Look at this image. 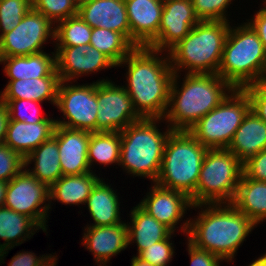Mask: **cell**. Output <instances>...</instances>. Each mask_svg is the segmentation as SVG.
Listing matches in <instances>:
<instances>
[{
  "label": "cell",
  "instance_id": "obj_1",
  "mask_svg": "<svg viewBox=\"0 0 266 266\" xmlns=\"http://www.w3.org/2000/svg\"><path fill=\"white\" fill-rule=\"evenodd\" d=\"M123 65H127L125 77L128 83L124 87L137 113L142 118L163 119L175 74L168 52L166 54L147 46L135 47L117 67Z\"/></svg>",
  "mask_w": 266,
  "mask_h": 266
},
{
  "label": "cell",
  "instance_id": "obj_2",
  "mask_svg": "<svg viewBox=\"0 0 266 266\" xmlns=\"http://www.w3.org/2000/svg\"><path fill=\"white\" fill-rule=\"evenodd\" d=\"M204 206V207H203ZM197 217L182 222L181 232L199 249L232 262L238 248L257 225L231 203L198 204Z\"/></svg>",
  "mask_w": 266,
  "mask_h": 266
},
{
  "label": "cell",
  "instance_id": "obj_3",
  "mask_svg": "<svg viewBox=\"0 0 266 266\" xmlns=\"http://www.w3.org/2000/svg\"><path fill=\"white\" fill-rule=\"evenodd\" d=\"M180 76L174 74L167 111L162 119L173 131H189L234 90L217 74L185 73L181 87L178 85Z\"/></svg>",
  "mask_w": 266,
  "mask_h": 266
},
{
  "label": "cell",
  "instance_id": "obj_4",
  "mask_svg": "<svg viewBox=\"0 0 266 266\" xmlns=\"http://www.w3.org/2000/svg\"><path fill=\"white\" fill-rule=\"evenodd\" d=\"M229 28V21H199L168 51L173 72L217 74Z\"/></svg>",
  "mask_w": 266,
  "mask_h": 266
},
{
  "label": "cell",
  "instance_id": "obj_5",
  "mask_svg": "<svg viewBox=\"0 0 266 266\" xmlns=\"http://www.w3.org/2000/svg\"><path fill=\"white\" fill-rule=\"evenodd\" d=\"M217 75L234 89L266 81V53L247 22L236 27L230 25Z\"/></svg>",
  "mask_w": 266,
  "mask_h": 266
},
{
  "label": "cell",
  "instance_id": "obj_6",
  "mask_svg": "<svg viewBox=\"0 0 266 266\" xmlns=\"http://www.w3.org/2000/svg\"><path fill=\"white\" fill-rule=\"evenodd\" d=\"M161 118H142L120 132L119 166L133 177H147L155 183L160 172L166 140L173 131L168 125L161 132ZM159 121V122H158ZM157 123V124H156Z\"/></svg>",
  "mask_w": 266,
  "mask_h": 266
},
{
  "label": "cell",
  "instance_id": "obj_7",
  "mask_svg": "<svg viewBox=\"0 0 266 266\" xmlns=\"http://www.w3.org/2000/svg\"><path fill=\"white\" fill-rule=\"evenodd\" d=\"M207 150L189 131H172L164 146L155 183L186 194L194 205V192Z\"/></svg>",
  "mask_w": 266,
  "mask_h": 266
},
{
  "label": "cell",
  "instance_id": "obj_8",
  "mask_svg": "<svg viewBox=\"0 0 266 266\" xmlns=\"http://www.w3.org/2000/svg\"><path fill=\"white\" fill-rule=\"evenodd\" d=\"M242 173V162L227 148L208 149L194 192V205L232 203Z\"/></svg>",
  "mask_w": 266,
  "mask_h": 266
},
{
  "label": "cell",
  "instance_id": "obj_9",
  "mask_svg": "<svg viewBox=\"0 0 266 266\" xmlns=\"http://www.w3.org/2000/svg\"><path fill=\"white\" fill-rule=\"evenodd\" d=\"M250 110L248 94L243 89H234L189 132L208 149L227 148Z\"/></svg>",
  "mask_w": 266,
  "mask_h": 266
},
{
  "label": "cell",
  "instance_id": "obj_10",
  "mask_svg": "<svg viewBox=\"0 0 266 266\" xmlns=\"http://www.w3.org/2000/svg\"><path fill=\"white\" fill-rule=\"evenodd\" d=\"M71 83V85L69 84ZM64 119H56V125L71 129L96 132L98 112L97 81L76 85L69 81H60L56 105ZM65 119L67 121H65Z\"/></svg>",
  "mask_w": 266,
  "mask_h": 266
},
{
  "label": "cell",
  "instance_id": "obj_11",
  "mask_svg": "<svg viewBox=\"0 0 266 266\" xmlns=\"http://www.w3.org/2000/svg\"><path fill=\"white\" fill-rule=\"evenodd\" d=\"M4 206L32 218L43 232H47L46 219L49 217V209L52 208L49 187L32 176L25 168L8 182Z\"/></svg>",
  "mask_w": 266,
  "mask_h": 266
},
{
  "label": "cell",
  "instance_id": "obj_12",
  "mask_svg": "<svg viewBox=\"0 0 266 266\" xmlns=\"http://www.w3.org/2000/svg\"><path fill=\"white\" fill-rule=\"evenodd\" d=\"M55 25L42 13L30 9L20 23L0 38V57L27 56L43 52L48 38L54 42Z\"/></svg>",
  "mask_w": 266,
  "mask_h": 266
},
{
  "label": "cell",
  "instance_id": "obj_13",
  "mask_svg": "<svg viewBox=\"0 0 266 266\" xmlns=\"http://www.w3.org/2000/svg\"><path fill=\"white\" fill-rule=\"evenodd\" d=\"M97 102L96 132H121L142 119L124 85L117 86L109 79L97 80Z\"/></svg>",
  "mask_w": 266,
  "mask_h": 266
},
{
  "label": "cell",
  "instance_id": "obj_14",
  "mask_svg": "<svg viewBox=\"0 0 266 266\" xmlns=\"http://www.w3.org/2000/svg\"><path fill=\"white\" fill-rule=\"evenodd\" d=\"M199 21L194 13L192 0H164L158 36L148 47L168 52Z\"/></svg>",
  "mask_w": 266,
  "mask_h": 266
},
{
  "label": "cell",
  "instance_id": "obj_15",
  "mask_svg": "<svg viewBox=\"0 0 266 266\" xmlns=\"http://www.w3.org/2000/svg\"><path fill=\"white\" fill-rule=\"evenodd\" d=\"M139 205L157 221L164 224L172 232L176 225L183 221L186 211L193 206L191 199L184 193L163 188L153 183Z\"/></svg>",
  "mask_w": 266,
  "mask_h": 266
},
{
  "label": "cell",
  "instance_id": "obj_16",
  "mask_svg": "<svg viewBox=\"0 0 266 266\" xmlns=\"http://www.w3.org/2000/svg\"><path fill=\"white\" fill-rule=\"evenodd\" d=\"M90 133L56 125L53 136L57 140L63 175H81L92 171L88 162Z\"/></svg>",
  "mask_w": 266,
  "mask_h": 266
},
{
  "label": "cell",
  "instance_id": "obj_17",
  "mask_svg": "<svg viewBox=\"0 0 266 266\" xmlns=\"http://www.w3.org/2000/svg\"><path fill=\"white\" fill-rule=\"evenodd\" d=\"M84 229L81 243L94 255L98 266H107L113 256L129 246L128 225L124 221L108 226H86Z\"/></svg>",
  "mask_w": 266,
  "mask_h": 266
},
{
  "label": "cell",
  "instance_id": "obj_18",
  "mask_svg": "<svg viewBox=\"0 0 266 266\" xmlns=\"http://www.w3.org/2000/svg\"><path fill=\"white\" fill-rule=\"evenodd\" d=\"M130 26V42L149 46L158 36L164 0H124Z\"/></svg>",
  "mask_w": 266,
  "mask_h": 266
},
{
  "label": "cell",
  "instance_id": "obj_19",
  "mask_svg": "<svg viewBox=\"0 0 266 266\" xmlns=\"http://www.w3.org/2000/svg\"><path fill=\"white\" fill-rule=\"evenodd\" d=\"M77 14L92 28L122 33L130 41V26L124 0H90L78 7Z\"/></svg>",
  "mask_w": 266,
  "mask_h": 266
},
{
  "label": "cell",
  "instance_id": "obj_20",
  "mask_svg": "<svg viewBox=\"0 0 266 266\" xmlns=\"http://www.w3.org/2000/svg\"><path fill=\"white\" fill-rule=\"evenodd\" d=\"M242 163L266 149V122L250 110L227 147Z\"/></svg>",
  "mask_w": 266,
  "mask_h": 266
},
{
  "label": "cell",
  "instance_id": "obj_21",
  "mask_svg": "<svg viewBox=\"0 0 266 266\" xmlns=\"http://www.w3.org/2000/svg\"><path fill=\"white\" fill-rule=\"evenodd\" d=\"M55 127L56 122L26 123L9 120L4 143L25 158L53 136Z\"/></svg>",
  "mask_w": 266,
  "mask_h": 266
},
{
  "label": "cell",
  "instance_id": "obj_22",
  "mask_svg": "<svg viewBox=\"0 0 266 266\" xmlns=\"http://www.w3.org/2000/svg\"><path fill=\"white\" fill-rule=\"evenodd\" d=\"M51 54L43 51L27 56L0 57V63L5 65L3 70L9 80L59 76L55 50Z\"/></svg>",
  "mask_w": 266,
  "mask_h": 266
},
{
  "label": "cell",
  "instance_id": "obj_23",
  "mask_svg": "<svg viewBox=\"0 0 266 266\" xmlns=\"http://www.w3.org/2000/svg\"><path fill=\"white\" fill-rule=\"evenodd\" d=\"M128 243H136L137 255L158 241L166 239L172 231L146 212L139 204L130 211Z\"/></svg>",
  "mask_w": 266,
  "mask_h": 266
},
{
  "label": "cell",
  "instance_id": "obj_24",
  "mask_svg": "<svg viewBox=\"0 0 266 266\" xmlns=\"http://www.w3.org/2000/svg\"><path fill=\"white\" fill-rule=\"evenodd\" d=\"M59 84V76L9 80L0 92L1 99H27L40 103L48 100L56 105Z\"/></svg>",
  "mask_w": 266,
  "mask_h": 266
},
{
  "label": "cell",
  "instance_id": "obj_25",
  "mask_svg": "<svg viewBox=\"0 0 266 266\" xmlns=\"http://www.w3.org/2000/svg\"><path fill=\"white\" fill-rule=\"evenodd\" d=\"M34 162V163H33ZM33 163L34 168L27 166ZM24 168L49 188L63 176L57 140L51 136L24 158Z\"/></svg>",
  "mask_w": 266,
  "mask_h": 266
},
{
  "label": "cell",
  "instance_id": "obj_26",
  "mask_svg": "<svg viewBox=\"0 0 266 266\" xmlns=\"http://www.w3.org/2000/svg\"><path fill=\"white\" fill-rule=\"evenodd\" d=\"M101 178L90 195L86 204L94 221L87 226H108L123 222L120 217V200L116 191Z\"/></svg>",
  "mask_w": 266,
  "mask_h": 266
},
{
  "label": "cell",
  "instance_id": "obj_27",
  "mask_svg": "<svg viewBox=\"0 0 266 266\" xmlns=\"http://www.w3.org/2000/svg\"><path fill=\"white\" fill-rule=\"evenodd\" d=\"M94 171L81 175H63L49 188V200L64 205L86 204L96 183L101 179Z\"/></svg>",
  "mask_w": 266,
  "mask_h": 266
},
{
  "label": "cell",
  "instance_id": "obj_28",
  "mask_svg": "<svg viewBox=\"0 0 266 266\" xmlns=\"http://www.w3.org/2000/svg\"><path fill=\"white\" fill-rule=\"evenodd\" d=\"M256 225L266 220V182L247 178L243 173L231 203Z\"/></svg>",
  "mask_w": 266,
  "mask_h": 266
},
{
  "label": "cell",
  "instance_id": "obj_29",
  "mask_svg": "<svg viewBox=\"0 0 266 266\" xmlns=\"http://www.w3.org/2000/svg\"><path fill=\"white\" fill-rule=\"evenodd\" d=\"M42 228L30 217L13 211L5 206L0 207V250H11L18 246Z\"/></svg>",
  "mask_w": 266,
  "mask_h": 266
},
{
  "label": "cell",
  "instance_id": "obj_30",
  "mask_svg": "<svg viewBox=\"0 0 266 266\" xmlns=\"http://www.w3.org/2000/svg\"><path fill=\"white\" fill-rule=\"evenodd\" d=\"M120 132H91L88 144V162L91 170L95 162L103 165L120 164ZM93 164V165H92Z\"/></svg>",
  "mask_w": 266,
  "mask_h": 266
},
{
  "label": "cell",
  "instance_id": "obj_31",
  "mask_svg": "<svg viewBox=\"0 0 266 266\" xmlns=\"http://www.w3.org/2000/svg\"><path fill=\"white\" fill-rule=\"evenodd\" d=\"M90 45L106 55L116 66L135 48L122 34L105 28H92Z\"/></svg>",
  "mask_w": 266,
  "mask_h": 266
},
{
  "label": "cell",
  "instance_id": "obj_32",
  "mask_svg": "<svg viewBox=\"0 0 266 266\" xmlns=\"http://www.w3.org/2000/svg\"><path fill=\"white\" fill-rule=\"evenodd\" d=\"M90 49V44L55 48L56 70L60 81L75 82L78 77L85 75V52Z\"/></svg>",
  "mask_w": 266,
  "mask_h": 266
},
{
  "label": "cell",
  "instance_id": "obj_33",
  "mask_svg": "<svg viewBox=\"0 0 266 266\" xmlns=\"http://www.w3.org/2000/svg\"><path fill=\"white\" fill-rule=\"evenodd\" d=\"M55 24V47H73L90 44L92 27L79 15H74Z\"/></svg>",
  "mask_w": 266,
  "mask_h": 266
},
{
  "label": "cell",
  "instance_id": "obj_34",
  "mask_svg": "<svg viewBox=\"0 0 266 266\" xmlns=\"http://www.w3.org/2000/svg\"><path fill=\"white\" fill-rule=\"evenodd\" d=\"M6 105L9 120H15L26 123L39 122H56L55 118L42 116L40 110V102L27 99H1Z\"/></svg>",
  "mask_w": 266,
  "mask_h": 266
},
{
  "label": "cell",
  "instance_id": "obj_35",
  "mask_svg": "<svg viewBox=\"0 0 266 266\" xmlns=\"http://www.w3.org/2000/svg\"><path fill=\"white\" fill-rule=\"evenodd\" d=\"M31 8V0H0V38L12 31Z\"/></svg>",
  "mask_w": 266,
  "mask_h": 266
},
{
  "label": "cell",
  "instance_id": "obj_36",
  "mask_svg": "<svg viewBox=\"0 0 266 266\" xmlns=\"http://www.w3.org/2000/svg\"><path fill=\"white\" fill-rule=\"evenodd\" d=\"M32 9L45 15L54 25L77 15L78 8L72 0H31Z\"/></svg>",
  "mask_w": 266,
  "mask_h": 266
},
{
  "label": "cell",
  "instance_id": "obj_37",
  "mask_svg": "<svg viewBox=\"0 0 266 266\" xmlns=\"http://www.w3.org/2000/svg\"><path fill=\"white\" fill-rule=\"evenodd\" d=\"M231 1L233 0H192V4L200 21H230L226 12Z\"/></svg>",
  "mask_w": 266,
  "mask_h": 266
},
{
  "label": "cell",
  "instance_id": "obj_38",
  "mask_svg": "<svg viewBox=\"0 0 266 266\" xmlns=\"http://www.w3.org/2000/svg\"><path fill=\"white\" fill-rule=\"evenodd\" d=\"M174 232L166 239L158 241L141 251L137 256L153 266H169L174 256V245L170 240ZM168 264V265H167Z\"/></svg>",
  "mask_w": 266,
  "mask_h": 266
},
{
  "label": "cell",
  "instance_id": "obj_39",
  "mask_svg": "<svg viewBox=\"0 0 266 266\" xmlns=\"http://www.w3.org/2000/svg\"><path fill=\"white\" fill-rule=\"evenodd\" d=\"M24 168V157L5 143L0 144V181L9 182Z\"/></svg>",
  "mask_w": 266,
  "mask_h": 266
},
{
  "label": "cell",
  "instance_id": "obj_40",
  "mask_svg": "<svg viewBox=\"0 0 266 266\" xmlns=\"http://www.w3.org/2000/svg\"><path fill=\"white\" fill-rule=\"evenodd\" d=\"M243 90L249 96L251 110L266 122V81L249 85Z\"/></svg>",
  "mask_w": 266,
  "mask_h": 266
},
{
  "label": "cell",
  "instance_id": "obj_41",
  "mask_svg": "<svg viewBox=\"0 0 266 266\" xmlns=\"http://www.w3.org/2000/svg\"><path fill=\"white\" fill-rule=\"evenodd\" d=\"M242 170L247 178L266 182V149L243 162Z\"/></svg>",
  "mask_w": 266,
  "mask_h": 266
},
{
  "label": "cell",
  "instance_id": "obj_42",
  "mask_svg": "<svg viewBox=\"0 0 266 266\" xmlns=\"http://www.w3.org/2000/svg\"><path fill=\"white\" fill-rule=\"evenodd\" d=\"M113 67L117 66L95 47L91 46V49L85 52V75Z\"/></svg>",
  "mask_w": 266,
  "mask_h": 266
},
{
  "label": "cell",
  "instance_id": "obj_43",
  "mask_svg": "<svg viewBox=\"0 0 266 266\" xmlns=\"http://www.w3.org/2000/svg\"><path fill=\"white\" fill-rule=\"evenodd\" d=\"M187 249L190 256L191 266H220L222 258L206 250L194 246L187 240Z\"/></svg>",
  "mask_w": 266,
  "mask_h": 266
},
{
  "label": "cell",
  "instance_id": "obj_44",
  "mask_svg": "<svg viewBox=\"0 0 266 266\" xmlns=\"http://www.w3.org/2000/svg\"><path fill=\"white\" fill-rule=\"evenodd\" d=\"M264 7L259 9L258 12L252 16V19L247 20V23L253 28V30L259 36L265 53H266V3L263 5Z\"/></svg>",
  "mask_w": 266,
  "mask_h": 266
},
{
  "label": "cell",
  "instance_id": "obj_45",
  "mask_svg": "<svg viewBox=\"0 0 266 266\" xmlns=\"http://www.w3.org/2000/svg\"><path fill=\"white\" fill-rule=\"evenodd\" d=\"M48 254L42 256H36L34 252L22 251L15 254L8 266H37L42 260L46 258Z\"/></svg>",
  "mask_w": 266,
  "mask_h": 266
},
{
  "label": "cell",
  "instance_id": "obj_46",
  "mask_svg": "<svg viewBox=\"0 0 266 266\" xmlns=\"http://www.w3.org/2000/svg\"><path fill=\"white\" fill-rule=\"evenodd\" d=\"M8 121L9 113L7 107L0 101V144L5 142Z\"/></svg>",
  "mask_w": 266,
  "mask_h": 266
},
{
  "label": "cell",
  "instance_id": "obj_47",
  "mask_svg": "<svg viewBox=\"0 0 266 266\" xmlns=\"http://www.w3.org/2000/svg\"><path fill=\"white\" fill-rule=\"evenodd\" d=\"M55 253L49 254L46 256L44 260H42L37 266H56L57 265V254L54 255Z\"/></svg>",
  "mask_w": 266,
  "mask_h": 266
},
{
  "label": "cell",
  "instance_id": "obj_48",
  "mask_svg": "<svg viewBox=\"0 0 266 266\" xmlns=\"http://www.w3.org/2000/svg\"><path fill=\"white\" fill-rule=\"evenodd\" d=\"M8 182L0 181V207L4 206Z\"/></svg>",
  "mask_w": 266,
  "mask_h": 266
},
{
  "label": "cell",
  "instance_id": "obj_49",
  "mask_svg": "<svg viewBox=\"0 0 266 266\" xmlns=\"http://www.w3.org/2000/svg\"><path fill=\"white\" fill-rule=\"evenodd\" d=\"M131 266H153V265L142 260L136 255V256H133V258L131 259Z\"/></svg>",
  "mask_w": 266,
  "mask_h": 266
},
{
  "label": "cell",
  "instance_id": "obj_50",
  "mask_svg": "<svg viewBox=\"0 0 266 266\" xmlns=\"http://www.w3.org/2000/svg\"><path fill=\"white\" fill-rule=\"evenodd\" d=\"M248 266H264L263 254H262V256L258 257L254 261H252V263H250Z\"/></svg>",
  "mask_w": 266,
  "mask_h": 266
},
{
  "label": "cell",
  "instance_id": "obj_51",
  "mask_svg": "<svg viewBox=\"0 0 266 266\" xmlns=\"http://www.w3.org/2000/svg\"><path fill=\"white\" fill-rule=\"evenodd\" d=\"M8 251H9L8 248L0 250V265H2L1 263H3V264L5 263L3 261H4L5 256H7L6 254L9 253Z\"/></svg>",
  "mask_w": 266,
  "mask_h": 266
},
{
  "label": "cell",
  "instance_id": "obj_52",
  "mask_svg": "<svg viewBox=\"0 0 266 266\" xmlns=\"http://www.w3.org/2000/svg\"><path fill=\"white\" fill-rule=\"evenodd\" d=\"M72 1H73V3L76 5V7L78 8L79 6H81V5L85 4V3H87V2L90 1V0H72Z\"/></svg>",
  "mask_w": 266,
  "mask_h": 266
},
{
  "label": "cell",
  "instance_id": "obj_53",
  "mask_svg": "<svg viewBox=\"0 0 266 266\" xmlns=\"http://www.w3.org/2000/svg\"><path fill=\"white\" fill-rule=\"evenodd\" d=\"M263 262H264V266H266V253L263 254Z\"/></svg>",
  "mask_w": 266,
  "mask_h": 266
}]
</instances>
